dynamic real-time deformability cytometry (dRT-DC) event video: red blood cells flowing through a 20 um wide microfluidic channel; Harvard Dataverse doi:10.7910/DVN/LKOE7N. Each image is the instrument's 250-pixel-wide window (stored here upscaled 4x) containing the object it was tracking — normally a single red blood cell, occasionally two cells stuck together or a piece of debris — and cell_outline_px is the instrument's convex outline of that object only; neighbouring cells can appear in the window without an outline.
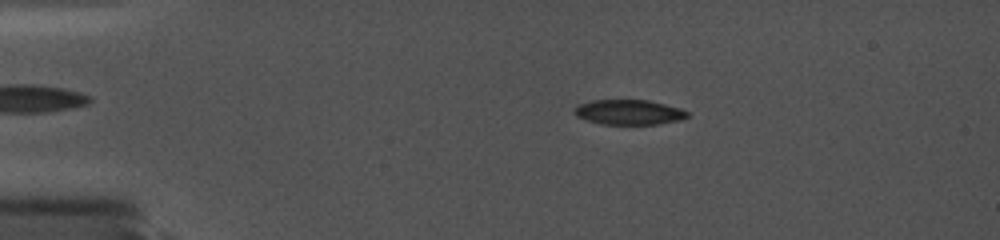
{"species": "common noctule bat (a hibernating species)", "species_latin": "Nyctalus noctula", "temperature_condition": "cold", "stored_images_in_passage": 66, "camera_frame_rate_fps": 5000, "um_per_image_px": 0.085, "animal": {"sex": "female", "body_mass_g": 19.0, "forearm_length_mm": 56.7}, "frame": {"image": 1, "passage_image": 16, "time_ms": 3.4, "image_size_px": [1000, 240], "cell_outline_px": [[688, 116], [680, 120], [656, 124], [604, 124], [588, 120], [576, 116], [572, 112], [572, 108], [580, 104], [592, 100], [648, 100], [680, 108], [688, 112]], "centroid_in_image_um": [53.42, 9.53], "position_along_channel_um": 31.6, "area_um2": 16.36}}
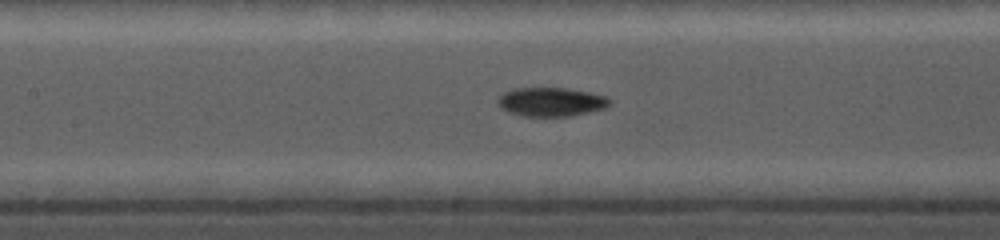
{"frame": {"image": 2, "passage_image": 40, "time_ms": 8.4, "image_size_px": [1000, 240], "cell_outline_px": [[612, 100], [604, 108], [572, 116], [520, 116], [508, 112], [500, 108], [496, 100], [504, 92], [516, 88], [564, 88], [588, 92], [604, 96]], "centroid_in_image_um": [46.79, 8.67], "position_along_channel_um": 160.6, "area_um2": 18.73}}
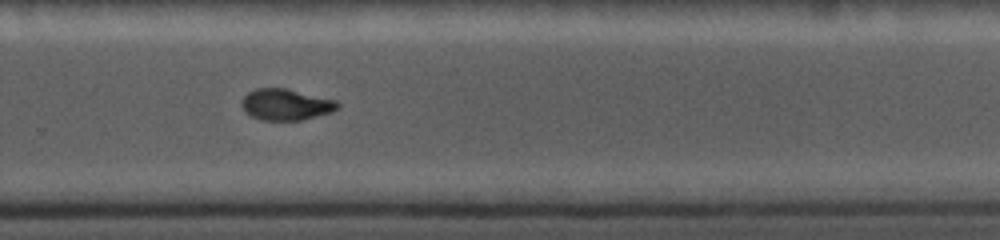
{"frame": {"image": 3, "passage_image": 59, "time_ms": 12.2, "image_size_px": [1000, 240], "cell_outline_px": [[340, 108], [332, 112], [300, 120], [260, 120], [248, 116], [244, 112], [240, 104], [244, 96], [248, 92], [256, 88], [284, 88], [336, 100], [340, 104]], "centroid_in_image_um": [24.26, 8.89], "position_along_channel_um": 305.5, "area_um2": 17.63}}